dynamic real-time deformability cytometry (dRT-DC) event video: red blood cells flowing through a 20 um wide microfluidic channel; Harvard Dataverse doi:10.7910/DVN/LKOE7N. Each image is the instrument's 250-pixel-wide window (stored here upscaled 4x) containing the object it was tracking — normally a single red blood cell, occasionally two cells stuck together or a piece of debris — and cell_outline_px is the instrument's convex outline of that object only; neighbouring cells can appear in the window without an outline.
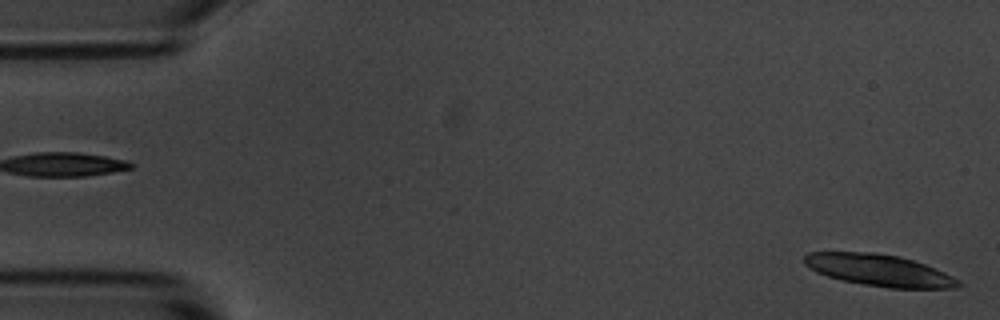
{"species": "common noctule bat (a hibernating species)", "species_latin": "Nyctalus noctula", "temperature_condition": "room temperature", "stored_images_in_passage": 5, "segment_of_instrument_passage": [2, 2], "camera_frame_rate_fps": 3000, "um_per_image_px": 0.085, "animal": {"sex": "male", "body_mass_g": 20.1, "forearm_length_mm": 53.5}, "frame": {"image": 1, "passage_image": 5, "time_ms": 4.667, "image_size_px": [1000, 320], "cell_outline_px": [[964, 284], [956, 288], [888, 288], [840, 280], [816, 272], [808, 268], [804, 264], [804, 256], [808, 252], [876, 252], [900, 256], [924, 264], [944, 272], [960, 280]], "centroid_in_image_um": [74.72, 22.97], "position_along_channel_um": 10.3, "area_um2": 28.61}}